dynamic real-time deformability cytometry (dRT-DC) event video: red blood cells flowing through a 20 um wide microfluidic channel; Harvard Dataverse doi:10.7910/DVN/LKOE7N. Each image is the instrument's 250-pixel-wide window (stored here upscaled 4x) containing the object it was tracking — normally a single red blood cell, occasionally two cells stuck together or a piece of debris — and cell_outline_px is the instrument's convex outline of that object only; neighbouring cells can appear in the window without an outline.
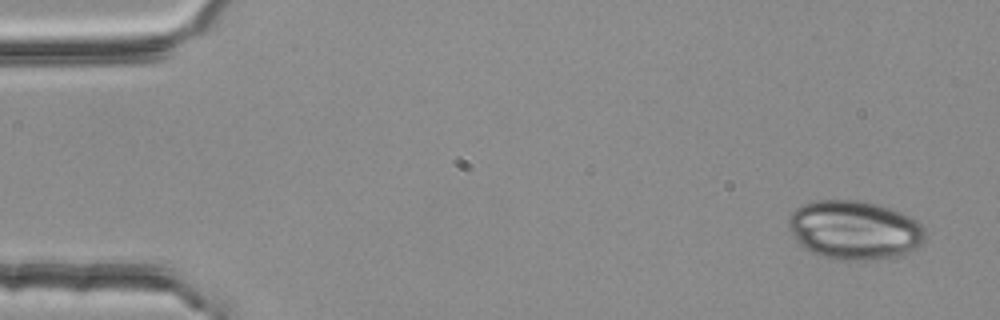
{"species": "common noctule bat (a hibernating species)", "species_latin": "Nyctalus noctula", "temperature_condition": "room temperature", "stored_images_in_passage": 5, "camera_frame_rate_fps": 3000, "um_per_image_px": 0.085, "animal": {"sex": "female", "body_mass_g": 25.1}, "frame": {"image": 1, "passage_image": 1, "time_ms": 0.0, "image_size_px": [1000, 320], "cell_outline_px": [[924, 240], [916, 248], [904, 256], [872, 260], [840, 260], [820, 256], [804, 248], [796, 240], [788, 228], [788, 216], [800, 204], [816, 200], [856, 200], [880, 204], [892, 208], [912, 216], [924, 228]], "centroid_in_image_um": [72.63, 19.55], "position_along_channel_um": 12.4, "area_um2": 47.63}}